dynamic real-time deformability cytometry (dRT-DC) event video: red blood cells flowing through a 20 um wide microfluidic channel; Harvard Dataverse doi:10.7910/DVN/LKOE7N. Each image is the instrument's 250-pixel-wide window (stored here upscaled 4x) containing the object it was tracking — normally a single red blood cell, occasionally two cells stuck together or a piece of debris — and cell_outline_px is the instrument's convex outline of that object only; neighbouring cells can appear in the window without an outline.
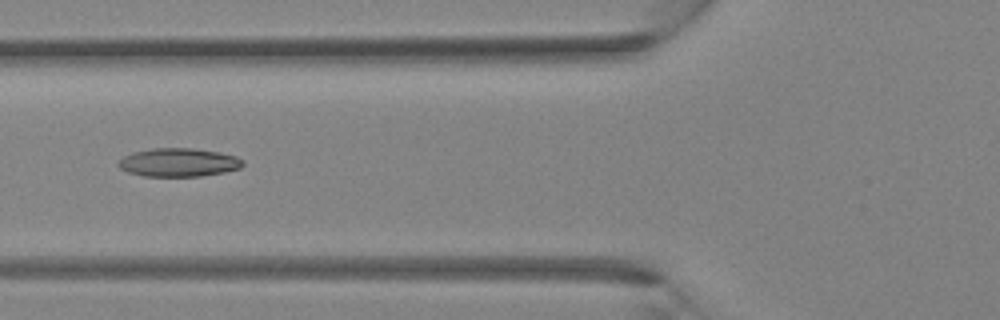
{"species": "Egyptian fruit bat (a non-hibernating species)", "species_latin": "Rousettus aegyptiacus", "temperature_condition": "room temperature", "stored_images_in_passage": 5, "camera_frame_rate_fps": 3000, "um_per_image_px": 0.085, "animal": {"sex": "female"}, "frame": {"image": 1, "passage_image": 5, "time_ms": 4.333, "image_size_px": [1000, 320], "cell_outline_px": [[244, 164], [240, 168], [224, 172], [200, 176], [144, 176], [128, 172], [120, 168], [116, 164], [124, 156], [132, 152], [152, 148], [192, 148], [220, 152], [236, 156], [244, 160]], "centroid_in_image_um": [15.19, 13.8], "position_along_channel_um": 110.6, "area_um2": 20.69}}